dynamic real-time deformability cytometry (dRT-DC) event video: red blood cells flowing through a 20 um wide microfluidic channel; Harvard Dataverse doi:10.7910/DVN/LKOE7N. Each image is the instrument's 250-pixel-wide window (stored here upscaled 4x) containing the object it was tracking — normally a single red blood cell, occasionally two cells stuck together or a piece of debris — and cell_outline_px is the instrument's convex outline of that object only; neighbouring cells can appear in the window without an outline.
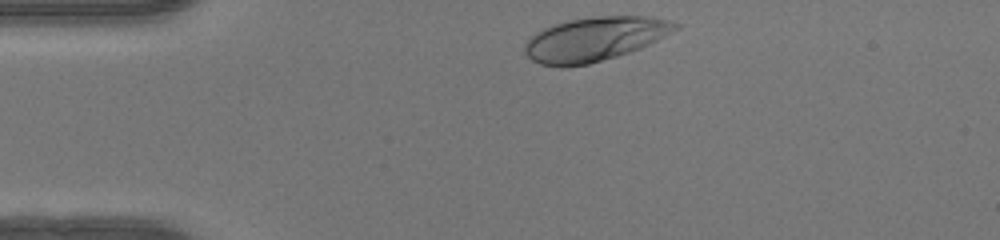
{"species": "human", "species_latin": "Homo sapiens", "temperature_condition": "warm", "stored_images_in_passage": 31, "camera_frame_rate_fps": 3000, "um_per_image_px": 0.085, "donor": {"sex": "female"}, "frame": {"image": 1, "passage_image": 1, "time_ms": 0.0, "image_size_px": [1000, 240], "cell_outline_px": [[680, 24], [676, 28], [664, 36], [640, 48], [616, 56], [588, 64], [564, 68], [560, 68], [540, 64], [532, 60], [524, 52], [524, 44], [536, 32], [544, 28], [568, 20], [596, 16], [644, 16], [668, 20]], "centroid_in_image_um": [50.49, 3.33], "position_along_channel_um": 34.5, "area_um2": 38.32}}
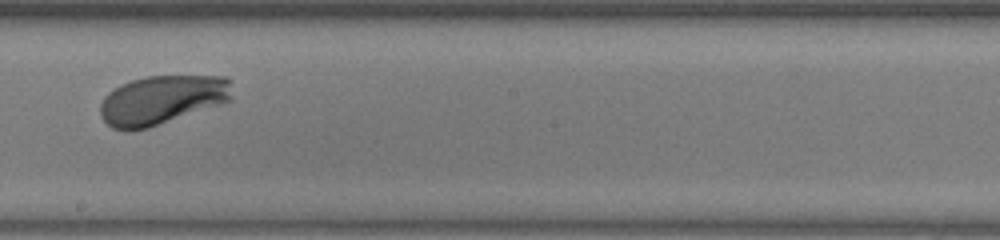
{"frame": {"image": 2, "passage_image": 19, "time_ms": 6.0, "image_size_px": [1000, 240], "cell_outline_px": [[232, 100], [148, 128], [132, 132], [128, 132], [112, 128], [100, 116], [100, 104], [104, 96], [108, 92], [120, 84], [132, 80], [148, 76], [228, 76], [232, 96]], "centroid_in_image_um": [13.72, 8.5], "position_along_channel_um": 234.5, "area_um2": 37.86}}
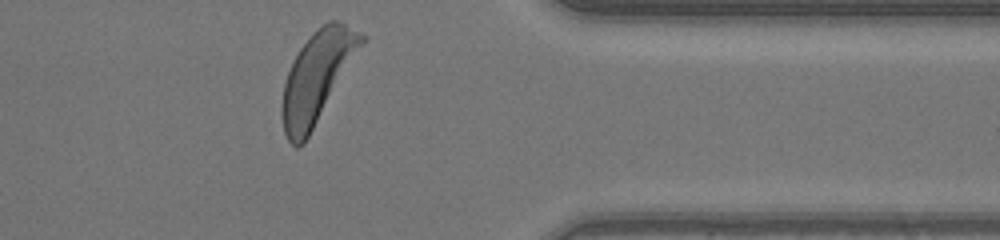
{"frame": {"image": 3, "passage_image": 31, "time_ms": 10.0, "image_size_px": [1000, 240], "cell_outline_px": [[368, 40], [304, 144], [296, 148], [288, 140], [284, 132], [280, 112], [280, 108], [284, 84], [288, 72], [300, 48], [312, 32], [328, 20], [336, 20], [368, 36]], "centroid_in_image_um": [26.99, 6.55], "position_along_channel_um": 384.4, "area_um2": 42.43}, "authors_computed_cell_mechanics": {"area_um2": 37.859, "velocity_mm_per_s": 4.1036, "shape_relaxation_time_tau1_ms": 1.7853, "shape_relaxation_time_tau2_ms": null, "deformation_change_tau1": 0.1515, "deformation_change_tau2": null}}